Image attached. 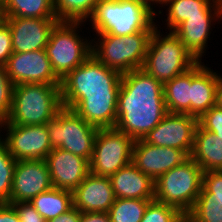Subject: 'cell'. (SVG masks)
I'll use <instances>...</instances> for the list:
<instances>
[{
	"label": "cell",
	"mask_w": 222,
	"mask_h": 222,
	"mask_svg": "<svg viewBox=\"0 0 222 222\" xmlns=\"http://www.w3.org/2000/svg\"><path fill=\"white\" fill-rule=\"evenodd\" d=\"M122 74L91 54L61 81V101L87 123L115 128Z\"/></svg>",
	"instance_id": "cell-1"
},
{
	"label": "cell",
	"mask_w": 222,
	"mask_h": 222,
	"mask_svg": "<svg viewBox=\"0 0 222 222\" xmlns=\"http://www.w3.org/2000/svg\"><path fill=\"white\" fill-rule=\"evenodd\" d=\"M168 113L163 84L142 68L122 74L115 128L134 141L144 139Z\"/></svg>",
	"instance_id": "cell-2"
},
{
	"label": "cell",
	"mask_w": 222,
	"mask_h": 222,
	"mask_svg": "<svg viewBox=\"0 0 222 222\" xmlns=\"http://www.w3.org/2000/svg\"><path fill=\"white\" fill-rule=\"evenodd\" d=\"M161 11L154 12L138 0H100L88 21L96 34L122 37L153 32L158 23L155 16L162 15Z\"/></svg>",
	"instance_id": "cell-3"
},
{
	"label": "cell",
	"mask_w": 222,
	"mask_h": 222,
	"mask_svg": "<svg viewBox=\"0 0 222 222\" xmlns=\"http://www.w3.org/2000/svg\"><path fill=\"white\" fill-rule=\"evenodd\" d=\"M62 108L61 85L18 84L13 87L10 113L0 124H47Z\"/></svg>",
	"instance_id": "cell-4"
},
{
	"label": "cell",
	"mask_w": 222,
	"mask_h": 222,
	"mask_svg": "<svg viewBox=\"0 0 222 222\" xmlns=\"http://www.w3.org/2000/svg\"><path fill=\"white\" fill-rule=\"evenodd\" d=\"M158 26L152 32L142 69L164 85L187 72L198 61L173 31L163 35Z\"/></svg>",
	"instance_id": "cell-5"
},
{
	"label": "cell",
	"mask_w": 222,
	"mask_h": 222,
	"mask_svg": "<svg viewBox=\"0 0 222 222\" xmlns=\"http://www.w3.org/2000/svg\"><path fill=\"white\" fill-rule=\"evenodd\" d=\"M203 172L189 157L154 182V200L173 206L186 216L195 205L202 189Z\"/></svg>",
	"instance_id": "cell-6"
},
{
	"label": "cell",
	"mask_w": 222,
	"mask_h": 222,
	"mask_svg": "<svg viewBox=\"0 0 222 222\" xmlns=\"http://www.w3.org/2000/svg\"><path fill=\"white\" fill-rule=\"evenodd\" d=\"M151 35L152 32H137L122 37L95 34L92 54L106 67L125 74L143 68Z\"/></svg>",
	"instance_id": "cell-7"
},
{
	"label": "cell",
	"mask_w": 222,
	"mask_h": 222,
	"mask_svg": "<svg viewBox=\"0 0 222 222\" xmlns=\"http://www.w3.org/2000/svg\"><path fill=\"white\" fill-rule=\"evenodd\" d=\"M85 25V22H58L50 33L45 51L61 81L92 54V39H83L79 34Z\"/></svg>",
	"instance_id": "cell-8"
},
{
	"label": "cell",
	"mask_w": 222,
	"mask_h": 222,
	"mask_svg": "<svg viewBox=\"0 0 222 222\" xmlns=\"http://www.w3.org/2000/svg\"><path fill=\"white\" fill-rule=\"evenodd\" d=\"M46 127L53 149L69 151L90 162L98 127L87 123L73 110L64 107L46 124Z\"/></svg>",
	"instance_id": "cell-9"
},
{
	"label": "cell",
	"mask_w": 222,
	"mask_h": 222,
	"mask_svg": "<svg viewBox=\"0 0 222 222\" xmlns=\"http://www.w3.org/2000/svg\"><path fill=\"white\" fill-rule=\"evenodd\" d=\"M134 140L116 128H99L89 162L90 173L108 176L132 162Z\"/></svg>",
	"instance_id": "cell-10"
},
{
	"label": "cell",
	"mask_w": 222,
	"mask_h": 222,
	"mask_svg": "<svg viewBox=\"0 0 222 222\" xmlns=\"http://www.w3.org/2000/svg\"><path fill=\"white\" fill-rule=\"evenodd\" d=\"M2 130L3 132L6 131V135L1 134ZM0 131L1 139L5 142L8 151L16 161L45 160L53 149L46 124H0Z\"/></svg>",
	"instance_id": "cell-11"
},
{
	"label": "cell",
	"mask_w": 222,
	"mask_h": 222,
	"mask_svg": "<svg viewBox=\"0 0 222 222\" xmlns=\"http://www.w3.org/2000/svg\"><path fill=\"white\" fill-rule=\"evenodd\" d=\"M6 72L15 85H61L55 75L45 49L31 52H13L5 65Z\"/></svg>",
	"instance_id": "cell-12"
},
{
	"label": "cell",
	"mask_w": 222,
	"mask_h": 222,
	"mask_svg": "<svg viewBox=\"0 0 222 222\" xmlns=\"http://www.w3.org/2000/svg\"><path fill=\"white\" fill-rule=\"evenodd\" d=\"M197 125L198 118L192 115L168 112L143 140L148 144L183 150L190 156Z\"/></svg>",
	"instance_id": "cell-13"
},
{
	"label": "cell",
	"mask_w": 222,
	"mask_h": 222,
	"mask_svg": "<svg viewBox=\"0 0 222 222\" xmlns=\"http://www.w3.org/2000/svg\"><path fill=\"white\" fill-rule=\"evenodd\" d=\"M189 157L183 150L148 144L143 139L136 140L132 148V163L154 182Z\"/></svg>",
	"instance_id": "cell-14"
},
{
	"label": "cell",
	"mask_w": 222,
	"mask_h": 222,
	"mask_svg": "<svg viewBox=\"0 0 222 222\" xmlns=\"http://www.w3.org/2000/svg\"><path fill=\"white\" fill-rule=\"evenodd\" d=\"M52 187L45 160H18L14 169L10 203L29 202Z\"/></svg>",
	"instance_id": "cell-15"
},
{
	"label": "cell",
	"mask_w": 222,
	"mask_h": 222,
	"mask_svg": "<svg viewBox=\"0 0 222 222\" xmlns=\"http://www.w3.org/2000/svg\"><path fill=\"white\" fill-rule=\"evenodd\" d=\"M58 22L57 18L7 17L6 24L10 28L13 52L45 49L50 33Z\"/></svg>",
	"instance_id": "cell-16"
},
{
	"label": "cell",
	"mask_w": 222,
	"mask_h": 222,
	"mask_svg": "<svg viewBox=\"0 0 222 222\" xmlns=\"http://www.w3.org/2000/svg\"><path fill=\"white\" fill-rule=\"evenodd\" d=\"M52 186L73 192L90 173L89 161L69 151L54 148L45 158Z\"/></svg>",
	"instance_id": "cell-17"
},
{
	"label": "cell",
	"mask_w": 222,
	"mask_h": 222,
	"mask_svg": "<svg viewBox=\"0 0 222 222\" xmlns=\"http://www.w3.org/2000/svg\"><path fill=\"white\" fill-rule=\"evenodd\" d=\"M72 194L73 206L80 212H108L116 199L110 177L92 173Z\"/></svg>",
	"instance_id": "cell-18"
},
{
	"label": "cell",
	"mask_w": 222,
	"mask_h": 222,
	"mask_svg": "<svg viewBox=\"0 0 222 222\" xmlns=\"http://www.w3.org/2000/svg\"><path fill=\"white\" fill-rule=\"evenodd\" d=\"M116 198L154 200V181L132 162L110 176Z\"/></svg>",
	"instance_id": "cell-19"
},
{
	"label": "cell",
	"mask_w": 222,
	"mask_h": 222,
	"mask_svg": "<svg viewBox=\"0 0 222 222\" xmlns=\"http://www.w3.org/2000/svg\"><path fill=\"white\" fill-rule=\"evenodd\" d=\"M217 72L198 62L191 68L190 115L200 118L207 110L215 106Z\"/></svg>",
	"instance_id": "cell-20"
},
{
	"label": "cell",
	"mask_w": 222,
	"mask_h": 222,
	"mask_svg": "<svg viewBox=\"0 0 222 222\" xmlns=\"http://www.w3.org/2000/svg\"><path fill=\"white\" fill-rule=\"evenodd\" d=\"M220 20H222V16L189 17V19L183 21L173 32L193 57L198 62H202V57L205 55L208 40H210V34L212 33L213 28L211 27L213 24L215 25V22L219 24Z\"/></svg>",
	"instance_id": "cell-21"
},
{
	"label": "cell",
	"mask_w": 222,
	"mask_h": 222,
	"mask_svg": "<svg viewBox=\"0 0 222 222\" xmlns=\"http://www.w3.org/2000/svg\"><path fill=\"white\" fill-rule=\"evenodd\" d=\"M168 6V31H174L183 21L194 16H222V0H164L163 8Z\"/></svg>",
	"instance_id": "cell-22"
},
{
	"label": "cell",
	"mask_w": 222,
	"mask_h": 222,
	"mask_svg": "<svg viewBox=\"0 0 222 222\" xmlns=\"http://www.w3.org/2000/svg\"><path fill=\"white\" fill-rule=\"evenodd\" d=\"M190 157L206 171L222 170V140L216 134L197 125Z\"/></svg>",
	"instance_id": "cell-23"
},
{
	"label": "cell",
	"mask_w": 222,
	"mask_h": 222,
	"mask_svg": "<svg viewBox=\"0 0 222 222\" xmlns=\"http://www.w3.org/2000/svg\"><path fill=\"white\" fill-rule=\"evenodd\" d=\"M165 106L169 113L189 114L191 102V68L163 85Z\"/></svg>",
	"instance_id": "cell-24"
},
{
	"label": "cell",
	"mask_w": 222,
	"mask_h": 222,
	"mask_svg": "<svg viewBox=\"0 0 222 222\" xmlns=\"http://www.w3.org/2000/svg\"><path fill=\"white\" fill-rule=\"evenodd\" d=\"M29 203L48 221L73 207V194L71 191L52 187L32 198Z\"/></svg>",
	"instance_id": "cell-25"
},
{
	"label": "cell",
	"mask_w": 222,
	"mask_h": 222,
	"mask_svg": "<svg viewBox=\"0 0 222 222\" xmlns=\"http://www.w3.org/2000/svg\"><path fill=\"white\" fill-rule=\"evenodd\" d=\"M7 17L56 18L53 0H4Z\"/></svg>",
	"instance_id": "cell-26"
},
{
	"label": "cell",
	"mask_w": 222,
	"mask_h": 222,
	"mask_svg": "<svg viewBox=\"0 0 222 222\" xmlns=\"http://www.w3.org/2000/svg\"><path fill=\"white\" fill-rule=\"evenodd\" d=\"M100 0H53L59 22H87Z\"/></svg>",
	"instance_id": "cell-27"
},
{
	"label": "cell",
	"mask_w": 222,
	"mask_h": 222,
	"mask_svg": "<svg viewBox=\"0 0 222 222\" xmlns=\"http://www.w3.org/2000/svg\"><path fill=\"white\" fill-rule=\"evenodd\" d=\"M152 200L116 198L108 214L111 222H141Z\"/></svg>",
	"instance_id": "cell-28"
},
{
	"label": "cell",
	"mask_w": 222,
	"mask_h": 222,
	"mask_svg": "<svg viewBox=\"0 0 222 222\" xmlns=\"http://www.w3.org/2000/svg\"><path fill=\"white\" fill-rule=\"evenodd\" d=\"M185 218L188 222H222V200L196 199Z\"/></svg>",
	"instance_id": "cell-29"
},
{
	"label": "cell",
	"mask_w": 222,
	"mask_h": 222,
	"mask_svg": "<svg viewBox=\"0 0 222 222\" xmlns=\"http://www.w3.org/2000/svg\"><path fill=\"white\" fill-rule=\"evenodd\" d=\"M16 160L0 137V203L10 204V194Z\"/></svg>",
	"instance_id": "cell-30"
},
{
	"label": "cell",
	"mask_w": 222,
	"mask_h": 222,
	"mask_svg": "<svg viewBox=\"0 0 222 222\" xmlns=\"http://www.w3.org/2000/svg\"><path fill=\"white\" fill-rule=\"evenodd\" d=\"M185 219V215L175 207L152 200L141 222H183Z\"/></svg>",
	"instance_id": "cell-31"
},
{
	"label": "cell",
	"mask_w": 222,
	"mask_h": 222,
	"mask_svg": "<svg viewBox=\"0 0 222 222\" xmlns=\"http://www.w3.org/2000/svg\"><path fill=\"white\" fill-rule=\"evenodd\" d=\"M197 199L222 200V170L203 172V184Z\"/></svg>",
	"instance_id": "cell-32"
},
{
	"label": "cell",
	"mask_w": 222,
	"mask_h": 222,
	"mask_svg": "<svg viewBox=\"0 0 222 222\" xmlns=\"http://www.w3.org/2000/svg\"><path fill=\"white\" fill-rule=\"evenodd\" d=\"M14 84L10 80L5 66H0V122L8 117L13 99Z\"/></svg>",
	"instance_id": "cell-33"
},
{
	"label": "cell",
	"mask_w": 222,
	"mask_h": 222,
	"mask_svg": "<svg viewBox=\"0 0 222 222\" xmlns=\"http://www.w3.org/2000/svg\"><path fill=\"white\" fill-rule=\"evenodd\" d=\"M198 124L205 130L216 134L222 140V108L213 106L207 110L199 119Z\"/></svg>",
	"instance_id": "cell-34"
},
{
	"label": "cell",
	"mask_w": 222,
	"mask_h": 222,
	"mask_svg": "<svg viewBox=\"0 0 222 222\" xmlns=\"http://www.w3.org/2000/svg\"><path fill=\"white\" fill-rule=\"evenodd\" d=\"M10 204L15 208L20 222H47L29 202Z\"/></svg>",
	"instance_id": "cell-35"
},
{
	"label": "cell",
	"mask_w": 222,
	"mask_h": 222,
	"mask_svg": "<svg viewBox=\"0 0 222 222\" xmlns=\"http://www.w3.org/2000/svg\"><path fill=\"white\" fill-rule=\"evenodd\" d=\"M12 37L9 26L6 24L0 29V66H5L12 55Z\"/></svg>",
	"instance_id": "cell-36"
},
{
	"label": "cell",
	"mask_w": 222,
	"mask_h": 222,
	"mask_svg": "<svg viewBox=\"0 0 222 222\" xmlns=\"http://www.w3.org/2000/svg\"><path fill=\"white\" fill-rule=\"evenodd\" d=\"M0 222H20L15 208L9 203H0Z\"/></svg>",
	"instance_id": "cell-37"
},
{
	"label": "cell",
	"mask_w": 222,
	"mask_h": 222,
	"mask_svg": "<svg viewBox=\"0 0 222 222\" xmlns=\"http://www.w3.org/2000/svg\"><path fill=\"white\" fill-rule=\"evenodd\" d=\"M79 222H111L108 212H81Z\"/></svg>",
	"instance_id": "cell-38"
},
{
	"label": "cell",
	"mask_w": 222,
	"mask_h": 222,
	"mask_svg": "<svg viewBox=\"0 0 222 222\" xmlns=\"http://www.w3.org/2000/svg\"><path fill=\"white\" fill-rule=\"evenodd\" d=\"M81 212L74 206L60 216L48 220L47 222H79Z\"/></svg>",
	"instance_id": "cell-39"
},
{
	"label": "cell",
	"mask_w": 222,
	"mask_h": 222,
	"mask_svg": "<svg viewBox=\"0 0 222 222\" xmlns=\"http://www.w3.org/2000/svg\"><path fill=\"white\" fill-rule=\"evenodd\" d=\"M215 105L222 108V75L217 73Z\"/></svg>",
	"instance_id": "cell-40"
},
{
	"label": "cell",
	"mask_w": 222,
	"mask_h": 222,
	"mask_svg": "<svg viewBox=\"0 0 222 222\" xmlns=\"http://www.w3.org/2000/svg\"><path fill=\"white\" fill-rule=\"evenodd\" d=\"M138 1H140V2H142V3H144L145 5H147L152 11H154L155 12V6L153 7V5H155L156 4V6H157V4H159V5H162V6H159V7H163V3H164V0H138Z\"/></svg>",
	"instance_id": "cell-41"
},
{
	"label": "cell",
	"mask_w": 222,
	"mask_h": 222,
	"mask_svg": "<svg viewBox=\"0 0 222 222\" xmlns=\"http://www.w3.org/2000/svg\"><path fill=\"white\" fill-rule=\"evenodd\" d=\"M7 21V15L3 8V6H0V29L6 25Z\"/></svg>",
	"instance_id": "cell-42"
},
{
	"label": "cell",
	"mask_w": 222,
	"mask_h": 222,
	"mask_svg": "<svg viewBox=\"0 0 222 222\" xmlns=\"http://www.w3.org/2000/svg\"><path fill=\"white\" fill-rule=\"evenodd\" d=\"M4 0H0V6H3Z\"/></svg>",
	"instance_id": "cell-43"
}]
</instances>
